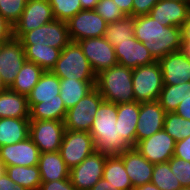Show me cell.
Wrapping results in <instances>:
<instances>
[{
    "mask_svg": "<svg viewBox=\"0 0 190 190\" xmlns=\"http://www.w3.org/2000/svg\"><path fill=\"white\" fill-rule=\"evenodd\" d=\"M22 46L26 59L40 66L44 71H51L55 67L61 53L60 49L53 48L46 43Z\"/></svg>",
    "mask_w": 190,
    "mask_h": 190,
    "instance_id": "cell-28",
    "label": "cell"
},
{
    "mask_svg": "<svg viewBox=\"0 0 190 190\" xmlns=\"http://www.w3.org/2000/svg\"><path fill=\"white\" fill-rule=\"evenodd\" d=\"M134 187L151 182L154 164L143 157L135 147L119 154Z\"/></svg>",
    "mask_w": 190,
    "mask_h": 190,
    "instance_id": "cell-20",
    "label": "cell"
},
{
    "mask_svg": "<svg viewBox=\"0 0 190 190\" xmlns=\"http://www.w3.org/2000/svg\"><path fill=\"white\" fill-rule=\"evenodd\" d=\"M179 116L190 120V96L184 99L175 110Z\"/></svg>",
    "mask_w": 190,
    "mask_h": 190,
    "instance_id": "cell-48",
    "label": "cell"
},
{
    "mask_svg": "<svg viewBox=\"0 0 190 190\" xmlns=\"http://www.w3.org/2000/svg\"><path fill=\"white\" fill-rule=\"evenodd\" d=\"M151 182L160 190H180L179 180L173 175L169 162L154 164Z\"/></svg>",
    "mask_w": 190,
    "mask_h": 190,
    "instance_id": "cell-35",
    "label": "cell"
},
{
    "mask_svg": "<svg viewBox=\"0 0 190 190\" xmlns=\"http://www.w3.org/2000/svg\"><path fill=\"white\" fill-rule=\"evenodd\" d=\"M140 111V102L117 104L119 136L130 147L136 146V128Z\"/></svg>",
    "mask_w": 190,
    "mask_h": 190,
    "instance_id": "cell-21",
    "label": "cell"
},
{
    "mask_svg": "<svg viewBox=\"0 0 190 190\" xmlns=\"http://www.w3.org/2000/svg\"><path fill=\"white\" fill-rule=\"evenodd\" d=\"M27 0H0V14L13 26L19 21Z\"/></svg>",
    "mask_w": 190,
    "mask_h": 190,
    "instance_id": "cell-38",
    "label": "cell"
},
{
    "mask_svg": "<svg viewBox=\"0 0 190 190\" xmlns=\"http://www.w3.org/2000/svg\"><path fill=\"white\" fill-rule=\"evenodd\" d=\"M168 162L173 175L179 180L182 188L190 187V162L176 156H172Z\"/></svg>",
    "mask_w": 190,
    "mask_h": 190,
    "instance_id": "cell-40",
    "label": "cell"
},
{
    "mask_svg": "<svg viewBox=\"0 0 190 190\" xmlns=\"http://www.w3.org/2000/svg\"><path fill=\"white\" fill-rule=\"evenodd\" d=\"M65 130L64 121L30 120L29 137L40 153L58 152Z\"/></svg>",
    "mask_w": 190,
    "mask_h": 190,
    "instance_id": "cell-7",
    "label": "cell"
},
{
    "mask_svg": "<svg viewBox=\"0 0 190 190\" xmlns=\"http://www.w3.org/2000/svg\"><path fill=\"white\" fill-rule=\"evenodd\" d=\"M45 71L35 63L26 60L10 87L16 93L28 96Z\"/></svg>",
    "mask_w": 190,
    "mask_h": 190,
    "instance_id": "cell-29",
    "label": "cell"
},
{
    "mask_svg": "<svg viewBox=\"0 0 190 190\" xmlns=\"http://www.w3.org/2000/svg\"><path fill=\"white\" fill-rule=\"evenodd\" d=\"M134 23L135 17L131 15H127L121 20L107 23L104 38L113 47L124 41H129L130 38L134 37Z\"/></svg>",
    "mask_w": 190,
    "mask_h": 190,
    "instance_id": "cell-33",
    "label": "cell"
},
{
    "mask_svg": "<svg viewBox=\"0 0 190 190\" xmlns=\"http://www.w3.org/2000/svg\"><path fill=\"white\" fill-rule=\"evenodd\" d=\"M96 81H80L76 79H60V97L66 110L76 105L94 87Z\"/></svg>",
    "mask_w": 190,
    "mask_h": 190,
    "instance_id": "cell-27",
    "label": "cell"
},
{
    "mask_svg": "<svg viewBox=\"0 0 190 190\" xmlns=\"http://www.w3.org/2000/svg\"><path fill=\"white\" fill-rule=\"evenodd\" d=\"M181 50L190 57V15L183 26L182 48Z\"/></svg>",
    "mask_w": 190,
    "mask_h": 190,
    "instance_id": "cell-47",
    "label": "cell"
},
{
    "mask_svg": "<svg viewBox=\"0 0 190 190\" xmlns=\"http://www.w3.org/2000/svg\"><path fill=\"white\" fill-rule=\"evenodd\" d=\"M95 11L107 22L112 23L121 20L126 15L113 0H99Z\"/></svg>",
    "mask_w": 190,
    "mask_h": 190,
    "instance_id": "cell-39",
    "label": "cell"
},
{
    "mask_svg": "<svg viewBox=\"0 0 190 190\" xmlns=\"http://www.w3.org/2000/svg\"><path fill=\"white\" fill-rule=\"evenodd\" d=\"M4 89H6V86L4 85V82L1 79V75H0V92L3 91Z\"/></svg>",
    "mask_w": 190,
    "mask_h": 190,
    "instance_id": "cell-53",
    "label": "cell"
},
{
    "mask_svg": "<svg viewBox=\"0 0 190 190\" xmlns=\"http://www.w3.org/2000/svg\"><path fill=\"white\" fill-rule=\"evenodd\" d=\"M159 0H133L132 16L147 15Z\"/></svg>",
    "mask_w": 190,
    "mask_h": 190,
    "instance_id": "cell-42",
    "label": "cell"
},
{
    "mask_svg": "<svg viewBox=\"0 0 190 190\" xmlns=\"http://www.w3.org/2000/svg\"><path fill=\"white\" fill-rule=\"evenodd\" d=\"M114 3L119 6L121 11L127 16L131 15L132 16V5H133V0H113Z\"/></svg>",
    "mask_w": 190,
    "mask_h": 190,
    "instance_id": "cell-49",
    "label": "cell"
},
{
    "mask_svg": "<svg viewBox=\"0 0 190 190\" xmlns=\"http://www.w3.org/2000/svg\"><path fill=\"white\" fill-rule=\"evenodd\" d=\"M0 118H29L27 96L10 88L0 92Z\"/></svg>",
    "mask_w": 190,
    "mask_h": 190,
    "instance_id": "cell-23",
    "label": "cell"
},
{
    "mask_svg": "<svg viewBox=\"0 0 190 190\" xmlns=\"http://www.w3.org/2000/svg\"><path fill=\"white\" fill-rule=\"evenodd\" d=\"M163 85H177L190 82V57L182 50L172 52L160 58Z\"/></svg>",
    "mask_w": 190,
    "mask_h": 190,
    "instance_id": "cell-18",
    "label": "cell"
},
{
    "mask_svg": "<svg viewBox=\"0 0 190 190\" xmlns=\"http://www.w3.org/2000/svg\"><path fill=\"white\" fill-rule=\"evenodd\" d=\"M90 190H118V189H110L107 185V180L101 178Z\"/></svg>",
    "mask_w": 190,
    "mask_h": 190,
    "instance_id": "cell-50",
    "label": "cell"
},
{
    "mask_svg": "<svg viewBox=\"0 0 190 190\" xmlns=\"http://www.w3.org/2000/svg\"><path fill=\"white\" fill-rule=\"evenodd\" d=\"M190 96V82L177 85H163L158 102L166 113L175 112L178 105Z\"/></svg>",
    "mask_w": 190,
    "mask_h": 190,
    "instance_id": "cell-32",
    "label": "cell"
},
{
    "mask_svg": "<svg viewBox=\"0 0 190 190\" xmlns=\"http://www.w3.org/2000/svg\"><path fill=\"white\" fill-rule=\"evenodd\" d=\"M78 43L96 75L118 64L113 45L104 37L86 38Z\"/></svg>",
    "mask_w": 190,
    "mask_h": 190,
    "instance_id": "cell-11",
    "label": "cell"
},
{
    "mask_svg": "<svg viewBox=\"0 0 190 190\" xmlns=\"http://www.w3.org/2000/svg\"><path fill=\"white\" fill-rule=\"evenodd\" d=\"M71 41L104 37L107 22L95 10H81L67 22Z\"/></svg>",
    "mask_w": 190,
    "mask_h": 190,
    "instance_id": "cell-10",
    "label": "cell"
},
{
    "mask_svg": "<svg viewBox=\"0 0 190 190\" xmlns=\"http://www.w3.org/2000/svg\"><path fill=\"white\" fill-rule=\"evenodd\" d=\"M117 104L103 101L96 111L90 135L95 151L108 156L119 155L131 147L119 136Z\"/></svg>",
    "mask_w": 190,
    "mask_h": 190,
    "instance_id": "cell-2",
    "label": "cell"
},
{
    "mask_svg": "<svg viewBox=\"0 0 190 190\" xmlns=\"http://www.w3.org/2000/svg\"><path fill=\"white\" fill-rule=\"evenodd\" d=\"M0 190H26L23 186L11 180L5 171L0 175Z\"/></svg>",
    "mask_w": 190,
    "mask_h": 190,
    "instance_id": "cell-46",
    "label": "cell"
},
{
    "mask_svg": "<svg viewBox=\"0 0 190 190\" xmlns=\"http://www.w3.org/2000/svg\"><path fill=\"white\" fill-rule=\"evenodd\" d=\"M148 15L163 26L183 28L190 15V3L187 1L159 0Z\"/></svg>",
    "mask_w": 190,
    "mask_h": 190,
    "instance_id": "cell-16",
    "label": "cell"
},
{
    "mask_svg": "<svg viewBox=\"0 0 190 190\" xmlns=\"http://www.w3.org/2000/svg\"><path fill=\"white\" fill-rule=\"evenodd\" d=\"M40 151L30 137L10 145L0 147V163L9 166L38 165Z\"/></svg>",
    "mask_w": 190,
    "mask_h": 190,
    "instance_id": "cell-15",
    "label": "cell"
},
{
    "mask_svg": "<svg viewBox=\"0 0 190 190\" xmlns=\"http://www.w3.org/2000/svg\"><path fill=\"white\" fill-rule=\"evenodd\" d=\"M38 167L42 182H52L69 178L70 169L60 152L40 153Z\"/></svg>",
    "mask_w": 190,
    "mask_h": 190,
    "instance_id": "cell-22",
    "label": "cell"
},
{
    "mask_svg": "<svg viewBox=\"0 0 190 190\" xmlns=\"http://www.w3.org/2000/svg\"><path fill=\"white\" fill-rule=\"evenodd\" d=\"M133 32L156 61L182 48L183 28L163 26L148 14L135 17Z\"/></svg>",
    "mask_w": 190,
    "mask_h": 190,
    "instance_id": "cell-1",
    "label": "cell"
},
{
    "mask_svg": "<svg viewBox=\"0 0 190 190\" xmlns=\"http://www.w3.org/2000/svg\"><path fill=\"white\" fill-rule=\"evenodd\" d=\"M114 50L118 64L130 69L149 65L156 61L144 44L135 37L119 43Z\"/></svg>",
    "mask_w": 190,
    "mask_h": 190,
    "instance_id": "cell-19",
    "label": "cell"
},
{
    "mask_svg": "<svg viewBox=\"0 0 190 190\" xmlns=\"http://www.w3.org/2000/svg\"><path fill=\"white\" fill-rule=\"evenodd\" d=\"M14 37V26L0 14V45Z\"/></svg>",
    "mask_w": 190,
    "mask_h": 190,
    "instance_id": "cell-45",
    "label": "cell"
},
{
    "mask_svg": "<svg viewBox=\"0 0 190 190\" xmlns=\"http://www.w3.org/2000/svg\"><path fill=\"white\" fill-rule=\"evenodd\" d=\"M107 156L94 151L80 164L70 169L69 178L76 190H90L103 178L104 164Z\"/></svg>",
    "mask_w": 190,
    "mask_h": 190,
    "instance_id": "cell-9",
    "label": "cell"
},
{
    "mask_svg": "<svg viewBox=\"0 0 190 190\" xmlns=\"http://www.w3.org/2000/svg\"><path fill=\"white\" fill-rule=\"evenodd\" d=\"M29 118H0V147L29 137Z\"/></svg>",
    "mask_w": 190,
    "mask_h": 190,
    "instance_id": "cell-26",
    "label": "cell"
},
{
    "mask_svg": "<svg viewBox=\"0 0 190 190\" xmlns=\"http://www.w3.org/2000/svg\"><path fill=\"white\" fill-rule=\"evenodd\" d=\"M7 176L26 190H39L41 176L38 165L34 166H9L4 167Z\"/></svg>",
    "mask_w": 190,
    "mask_h": 190,
    "instance_id": "cell-31",
    "label": "cell"
},
{
    "mask_svg": "<svg viewBox=\"0 0 190 190\" xmlns=\"http://www.w3.org/2000/svg\"><path fill=\"white\" fill-rule=\"evenodd\" d=\"M99 0H80L82 10H95Z\"/></svg>",
    "mask_w": 190,
    "mask_h": 190,
    "instance_id": "cell-51",
    "label": "cell"
},
{
    "mask_svg": "<svg viewBox=\"0 0 190 190\" xmlns=\"http://www.w3.org/2000/svg\"><path fill=\"white\" fill-rule=\"evenodd\" d=\"M39 190H76L70 178L52 182H42Z\"/></svg>",
    "mask_w": 190,
    "mask_h": 190,
    "instance_id": "cell-43",
    "label": "cell"
},
{
    "mask_svg": "<svg viewBox=\"0 0 190 190\" xmlns=\"http://www.w3.org/2000/svg\"><path fill=\"white\" fill-rule=\"evenodd\" d=\"M95 87L104 101L115 104L135 102L132 69L115 65L96 75Z\"/></svg>",
    "mask_w": 190,
    "mask_h": 190,
    "instance_id": "cell-3",
    "label": "cell"
},
{
    "mask_svg": "<svg viewBox=\"0 0 190 190\" xmlns=\"http://www.w3.org/2000/svg\"><path fill=\"white\" fill-rule=\"evenodd\" d=\"M132 84L136 102L159 99L163 88V77L158 61L132 69Z\"/></svg>",
    "mask_w": 190,
    "mask_h": 190,
    "instance_id": "cell-5",
    "label": "cell"
},
{
    "mask_svg": "<svg viewBox=\"0 0 190 190\" xmlns=\"http://www.w3.org/2000/svg\"><path fill=\"white\" fill-rule=\"evenodd\" d=\"M173 156L190 162V136L176 142Z\"/></svg>",
    "mask_w": 190,
    "mask_h": 190,
    "instance_id": "cell-44",
    "label": "cell"
},
{
    "mask_svg": "<svg viewBox=\"0 0 190 190\" xmlns=\"http://www.w3.org/2000/svg\"><path fill=\"white\" fill-rule=\"evenodd\" d=\"M60 79L96 81V74L85 57L78 42L71 41L60 53L55 67L51 70Z\"/></svg>",
    "mask_w": 190,
    "mask_h": 190,
    "instance_id": "cell-4",
    "label": "cell"
},
{
    "mask_svg": "<svg viewBox=\"0 0 190 190\" xmlns=\"http://www.w3.org/2000/svg\"><path fill=\"white\" fill-rule=\"evenodd\" d=\"M46 44L61 51L71 42L67 23L54 19L45 24Z\"/></svg>",
    "mask_w": 190,
    "mask_h": 190,
    "instance_id": "cell-34",
    "label": "cell"
},
{
    "mask_svg": "<svg viewBox=\"0 0 190 190\" xmlns=\"http://www.w3.org/2000/svg\"><path fill=\"white\" fill-rule=\"evenodd\" d=\"M94 151V141L89 132L65 130L59 152L69 169L80 164Z\"/></svg>",
    "mask_w": 190,
    "mask_h": 190,
    "instance_id": "cell-8",
    "label": "cell"
},
{
    "mask_svg": "<svg viewBox=\"0 0 190 190\" xmlns=\"http://www.w3.org/2000/svg\"><path fill=\"white\" fill-rule=\"evenodd\" d=\"M4 171V166L0 163V175L3 173Z\"/></svg>",
    "mask_w": 190,
    "mask_h": 190,
    "instance_id": "cell-54",
    "label": "cell"
},
{
    "mask_svg": "<svg viewBox=\"0 0 190 190\" xmlns=\"http://www.w3.org/2000/svg\"><path fill=\"white\" fill-rule=\"evenodd\" d=\"M180 190H190V187H184V188H181Z\"/></svg>",
    "mask_w": 190,
    "mask_h": 190,
    "instance_id": "cell-55",
    "label": "cell"
},
{
    "mask_svg": "<svg viewBox=\"0 0 190 190\" xmlns=\"http://www.w3.org/2000/svg\"><path fill=\"white\" fill-rule=\"evenodd\" d=\"M25 50L17 38H12L0 46V75L6 88L15 82L18 71L26 61Z\"/></svg>",
    "mask_w": 190,
    "mask_h": 190,
    "instance_id": "cell-14",
    "label": "cell"
},
{
    "mask_svg": "<svg viewBox=\"0 0 190 190\" xmlns=\"http://www.w3.org/2000/svg\"><path fill=\"white\" fill-rule=\"evenodd\" d=\"M103 101V97L94 87L76 105L67 110L65 128L71 131L90 132L96 111Z\"/></svg>",
    "mask_w": 190,
    "mask_h": 190,
    "instance_id": "cell-6",
    "label": "cell"
},
{
    "mask_svg": "<svg viewBox=\"0 0 190 190\" xmlns=\"http://www.w3.org/2000/svg\"><path fill=\"white\" fill-rule=\"evenodd\" d=\"M176 141L164 129L140 140L135 148L150 163L168 162L174 155Z\"/></svg>",
    "mask_w": 190,
    "mask_h": 190,
    "instance_id": "cell-13",
    "label": "cell"
},
{
    "mask_svg": "<svg viewBox=\"0 0 190 190\" xmlns=\"http://www.w3.org/2000/svg\"><path fill=\"white\" fill-rule=\"evenodd\" d=\"M53 16L59 21L67 22L82 10L80 0H49Z\"/></svg>",
    "mask_w": 190,
    "mask_h": 190,
    "instance_id": "cell-37",
    "label": "cell"
},
{
    "mask_svg": "<svg viewBox=\"0 0 190 190\" xmlns=\"http://www.w3.org/2000/svg\"><path fill=\"white\" fill-rule=\"evenodd\" d=\"M54 19L49 0H27L19 21L14 25V38L20 39L26 32Z\"/></svg>",
    "mask_w": 190,
    "mask_h": 190,
    "instance_id": "cell-12",
    "label": "cell"
},
{
    "mask_svg": "<svg viewBox=\"0 0 190 190\" xmlns=\"http://www.w3.org/2000/svg\"><path fill=\"white\" fill-rule=\"evenodd\" d=\"M103 178L107 180V185L110 189H133L131 180L126 173L123 160L119 155H111L106 157Z\"/></svg>",
    "mask_w": 190,
    "mask_h": 190,
    "instance_id": "cell-25",
    "label": "cell"
},
{
    "mask_svg": "<svg viewBox=\"0 0 190 190\" xmlns=\"http://www.w3.org/2000/svg\"><path fill=\"white\" fill-rule=\"evenodd\" d=\"M60 78L52 71H45L27 96L29 109L41 100L59 99Z\"/></svg>",
    "mask_w": 190,
    "mask_h": 190,
    "instance_id": "cell-24",
    "label": "cell"
},
{
    "mask_svg": "<svg viewBox=\"0 0 190 190\" xmlns=\"http://www.w3.org/2000/svg\"><path fill=\"white\" fill-rule=\"evenodd\" d=\"M163 129L177 142L190 136V120L175 112L165 114Z\"/></svg>",
    "mask_w": 190,
    "mask_h": 190,
    "instance_id": "cell-36",
    "label": "cell"
},
{
    "mask_svg": "<svg viewBox=\"0 0 190 190\" xmlns=\"http://www.w3.org/2000/svg\"><path fill=\"white\" fill-rule=\"evenodd\" d=\"M67 114L64 102L59 99L41 100L29 109L30 120H56L64 121Z\"/></svg>",
    "mask_w": 190,
    "mask_h": 190,
    "instance_id": "cell-30",
    "label": "cell"
},
{
    "mask_svg": "<svg viewBox=\"0 0 190 190\" xmlns=\"http://www.w3.org/2000/svg\"><path fill=\"white\" fill-rule=\"evenodd\" d=\"M19 41L22 45L44 44L45 41V24L32 31L26 32Z\"/></svg>",
    "mask_w": 190,
    "mask_h": 190,
    "instance_id": "cell-41",
    "label": "cell"
},
{
    "mask_svg": "<svg viewBox=\"0 0 190 190\" xmlns=\"http://www.w3.org/2000/svg\"><path fill=\"white\" fill-rule=\"evenodd\" d=\"M132 190H160V189L157 186H155L152 182H149L144 185L134 187Z\"/></svg>",
    "mask_w": 190,
    "mask_h": 190,
    "instance_id": "cell-52",
    "label": "cell"
},
{
    "mask_svg": "<svg viewBox=\"0 0 190 190\" xmlns=\"http://www.w3.org/2000/svg\"><path fill=\"white\" fill-rule=\"evenodd\" d=\"M165 110L158 100L141 102L136 128V144L163 129Z\"/></svg>",
    "mask_w": 190,
    "mask_h": 190,
    "instance_id": "cell-17",
    "label": "cell"
}]
</instances>
